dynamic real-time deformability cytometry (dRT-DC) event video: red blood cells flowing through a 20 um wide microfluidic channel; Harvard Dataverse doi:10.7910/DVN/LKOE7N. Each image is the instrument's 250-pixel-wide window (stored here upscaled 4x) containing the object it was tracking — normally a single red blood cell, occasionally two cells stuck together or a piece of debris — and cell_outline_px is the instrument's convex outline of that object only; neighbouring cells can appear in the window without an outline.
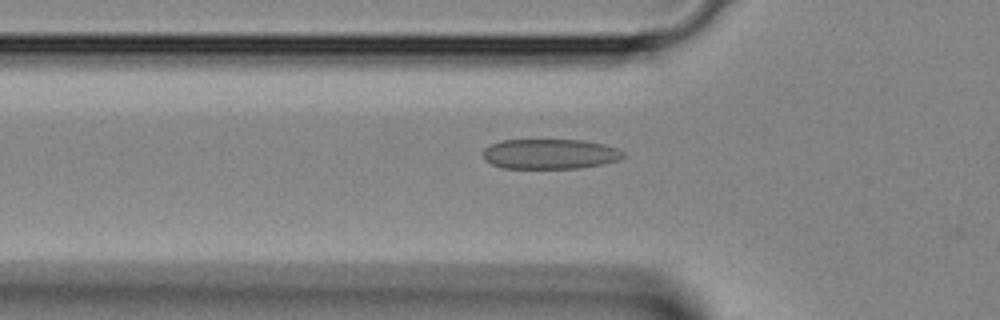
{"species": "Egyptian fruit bat (a non-hibernating species)", "species_latin": "Rousettus aegyptiacus", "temperature_condition": "room temperature", "stored_images_in_passage": 33, "camera_frame_rate_fps": 3000, "um_per_image_px": 0.085, "animal": {"sex": "female"}, "frame": {"image": 1, "passage_image": 8, "time_ms": 2.333, "image_size_px": [1000, 320], "cell_outline_px": [[624, 156], [616, 160], [600, 164], [580, 168], [504, 168], [492, 164], [484, 160], [484, 148], [500, 140], [584, 140], [604, 144], [616, 148], [624, 152]], "centroid_in_image_um": [46.72, 13.08], "position_along_channel_um": 79.1, "area_um2": 24.39}}
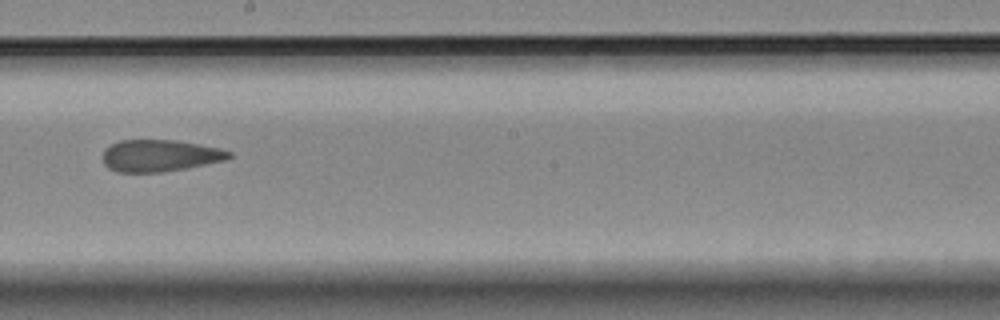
{"frame": {"image": 2, "passage_image": 18, "time_ms": 5.667, "image_size_px": [1000, 320], "cell_outline_px": [[232, 156], [224, 160], [164, 172], [116, 172], [108, 168], [104, 164], [100, 156], [104, 148], [120, 140], [176, 140], [200, 144], [220, 148], [232, 152]], "centroid_in_image_um": [13.53, 13.22], "position_along_channel_um": 234.7, "area_um2": 23.58}}
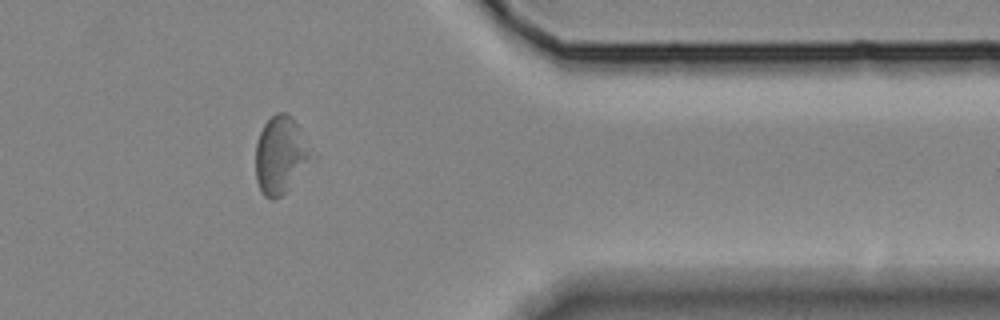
{"frame": {"image": 3, "passage_image": 29, "time_ms": 9.333, "image_size_px": [1000, 320], "cell_outline_px": [[316, 156], [288, 188], [280, 196], [272, 200], [264, 196], [260, 192], [256, 180], [256, 144], [260, 132], [264, 124], [276, 112], [288, 112], [292, 116], [300, 128]], "centroid_in_image_um": [23.87, 13.16], "position_along_channel_um": 387.5, "area_um2": 25.37}}